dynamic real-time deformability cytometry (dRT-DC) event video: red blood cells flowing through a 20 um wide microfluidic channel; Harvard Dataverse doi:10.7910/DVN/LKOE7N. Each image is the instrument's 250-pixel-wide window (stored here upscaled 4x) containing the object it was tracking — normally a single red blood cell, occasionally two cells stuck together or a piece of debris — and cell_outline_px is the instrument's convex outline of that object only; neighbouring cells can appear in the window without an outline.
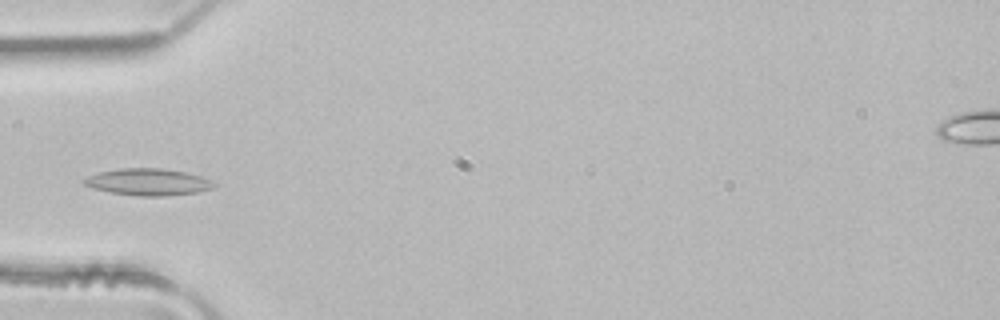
{"species": "common noctule bat (a hibernating species)", "species_latin": "Nyctalus noctula", "temperature_condition": "room temperature", "stored_images_in_passage": 4, "camera_frame_rate_fps": 3000, "um_per_image_px": 0.085, "animal": {"sex": "male", "body_mass_g": 21.5, "forearm_length_mm": 52.0}, "frame": {"image": 1, "passage_image": 3, "time_ms": 0.667, "image_size_px": [1000, 320], "cell_outline_px": [[216, 184], [212, 188], [196, 192], [164, 196], [140, 196], [108, 192], [92, 188], [84, 184], [80, 180], [88, 176], [100, 172], [120, 168], [160, 168], [184, 172], [200, 176], [212, 180]], "centroid_in_image_um": [12.55, 15.47], "position_along_channel_um": 72.5, "area_um2": 20.23}}
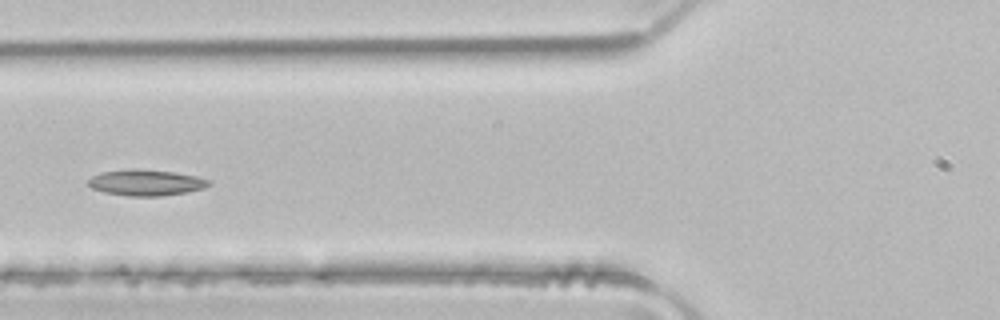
{"frame": {"image": 2, "passage_image": 4, "time_ms": 1.0, "image_size_px": [1000, 320], "cell_outline_px": [[212, 184], [204, 188], [184, 192], [160, 196], [128, 196], [104, 192], [92, 188], [88, 184], [88, 180], [92, 176], [100, 172], [132, 168], [136, 168], [176, 172], [196, 176], [212, 180]], "centroid_in_image_um": [12.42, 15.51], "position_along_channel_um": 113.4, "area_um2": 18.44}}